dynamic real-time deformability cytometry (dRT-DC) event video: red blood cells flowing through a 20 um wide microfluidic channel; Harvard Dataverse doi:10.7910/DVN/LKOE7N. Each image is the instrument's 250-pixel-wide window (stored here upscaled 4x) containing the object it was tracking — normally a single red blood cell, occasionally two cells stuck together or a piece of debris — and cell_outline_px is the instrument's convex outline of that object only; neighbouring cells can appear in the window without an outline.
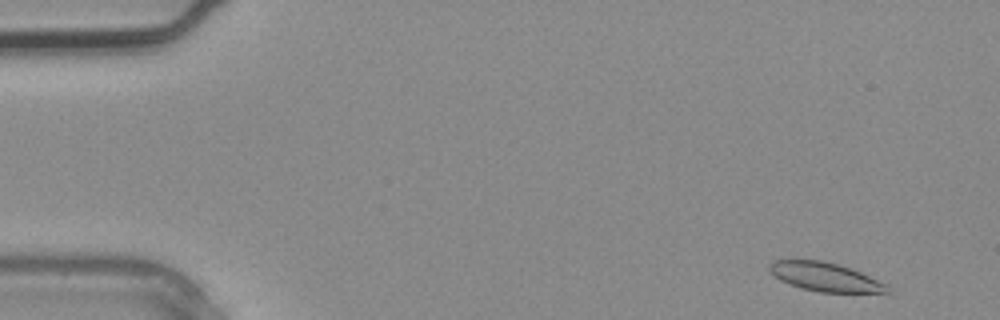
{"species": "common noctule bat (a hibernating species)", "species_latin": "Nyctalus noctula", "temperature_condition": "warm", "stored_images_in_passage": 3, "camera_frame_rate_fps": 3000, "um_per_image_px": 0.085, "animal": {"sex": "male", "body_mass_g": 20.4}, "frame": {"image": 1, "passage_image": 1, "time_ms": 0.0, "image_size_px": [1000, 320], "cell_outline_px": [[892, 296], [820, 292], [800, 288], [788, 284], [780, 280], [768, 268], [768, 264], [772, 260], [820, 260], [852, 268], [888, 284]], "centroid_in_image_um": [70.31, 23.6], "position_along_channel_um": 14.7, "area_um2": 20.75}}
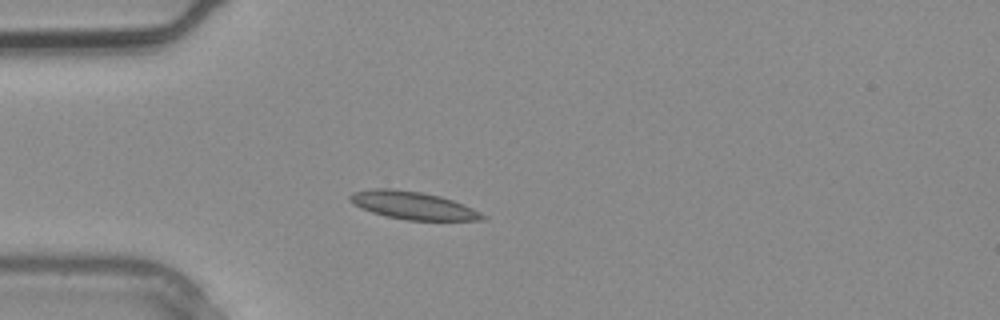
{"frame": {"image": 2, "passage_image": 3, "time_ms": 0.667, "image_size_px": [1000, 320], "cell_outline_px": [[488, 216], [484, 220], [408, 220], [384, 216], [360, 208], [352, 204], [348, 200], [348, 196], [352, 192], [372, 188], [392, 188], [420, 192], [440, 196], [452, 200], [472, 208]], "centroid_in_image_um": [35.04, 17.45], "position_along_channel_um": 50.0, "area_um2": 21.56}}